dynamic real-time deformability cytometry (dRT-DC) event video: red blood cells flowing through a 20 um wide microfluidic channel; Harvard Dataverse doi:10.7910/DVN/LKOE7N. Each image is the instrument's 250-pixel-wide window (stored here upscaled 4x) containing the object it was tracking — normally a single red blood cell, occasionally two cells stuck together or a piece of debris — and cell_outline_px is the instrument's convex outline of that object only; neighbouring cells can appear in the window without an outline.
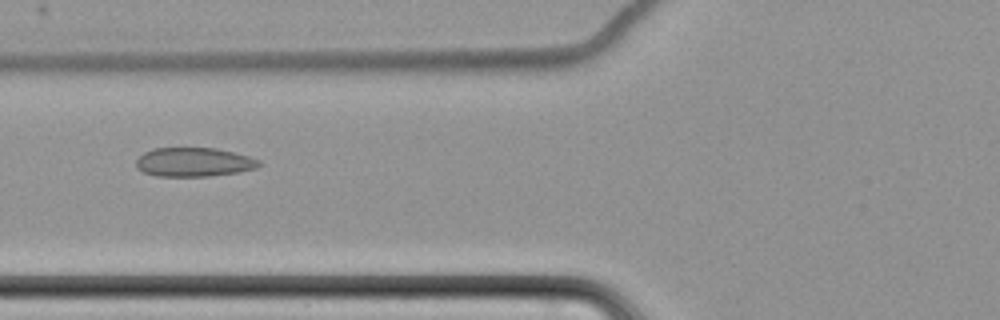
{"species": "common noctule bat (a hibernating species)", "species_latin": "Nyctalus noctula", "temperature_condition": "cold", "stored_images_in_passage": 9, "camera_frame_rate_fps": 3000, "um_per_image_px": 0.085, "animal": {"sex": "female", "body_mass_g": 22.7, "forearm_length_mm": 54.2}, "frame": {"image": 1, "passage_image": 8, "time_ms": 8.333, "image_size_px": [1000, 320], "cell_outline_px": [[260, 164], [256, 168], [240, 172], [208, 176], [156, 176], [144, 172], [136, 168], [136, 160], [144, 152], [152, 148], [216, 148], [248, 156], [260, 160]], "centroid_in_image_um": [16.46, 13.78], "position_along_channel_um": 109.3, "area_um2": 20.75}}
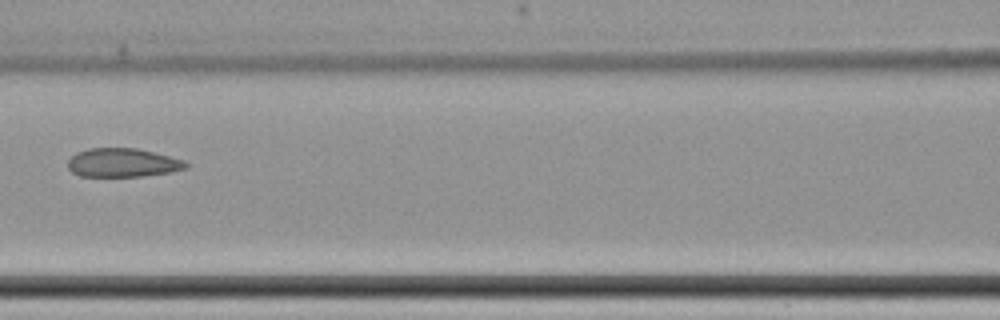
{"frame": {"image": 2, "passage_image": 9, "time_ms": 9.667, "image_size_px": [1000, 320], "cell_outline_px": [[188, 168], [168, 172], [140, 176], [80, 176], [72, 172], [68, 168], [68, 160], [76, 152], [88, 148], [136, 148], [184, 160], [188, 164]], "centroid_in_image_um": [10.39, 13.82], "position_along_channel_um": 156.2, "area_um2": 19.59}}